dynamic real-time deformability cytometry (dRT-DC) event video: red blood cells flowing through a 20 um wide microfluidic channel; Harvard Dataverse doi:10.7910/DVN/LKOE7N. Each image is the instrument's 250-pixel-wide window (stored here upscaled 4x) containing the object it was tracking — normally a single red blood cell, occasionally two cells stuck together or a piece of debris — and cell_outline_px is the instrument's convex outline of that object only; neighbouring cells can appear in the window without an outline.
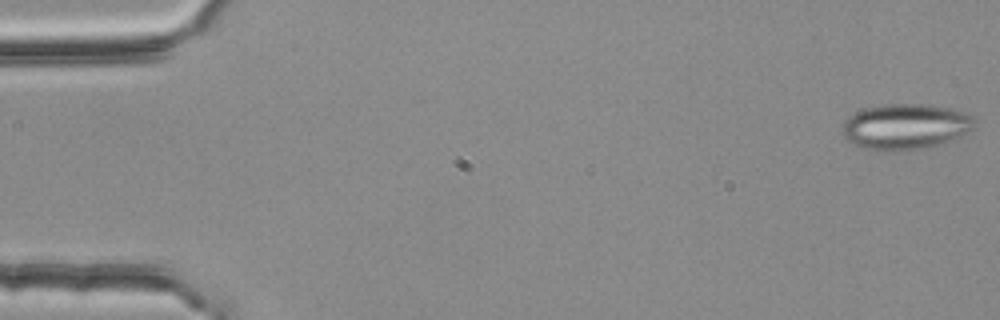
{"species": "common noctule bat (a hibernating species)", "species_latin": "Nyctalus noctula", "temperature_condition": "room temperature", "stored_images_in_passage": 14, "camera_frame_rate_fps": 3000, "um_per_image_px": 0.085, "animal": {"sex": "female", "body_mass_g": 25.1}, "frame": {"image": 1, "passage_image": 1, "time_ms": 0.0, "image_size_px": [1000, 320], "cell_outline_px": [[972, 128], [968, 132], [952, 140], [924, 148], [908, 152], [884, 152], [860, 148], [848, 140], [844, 136], [844, 120], [848, 116], [856, 112], [868, 108], [884, 104], [924, 104], [952, 108], [964, 112], [972, 120]], "centroid_in_image_um": [76.92, 10.79], "position_along_channel_um": 8.1, "area_um2": 35.26}}